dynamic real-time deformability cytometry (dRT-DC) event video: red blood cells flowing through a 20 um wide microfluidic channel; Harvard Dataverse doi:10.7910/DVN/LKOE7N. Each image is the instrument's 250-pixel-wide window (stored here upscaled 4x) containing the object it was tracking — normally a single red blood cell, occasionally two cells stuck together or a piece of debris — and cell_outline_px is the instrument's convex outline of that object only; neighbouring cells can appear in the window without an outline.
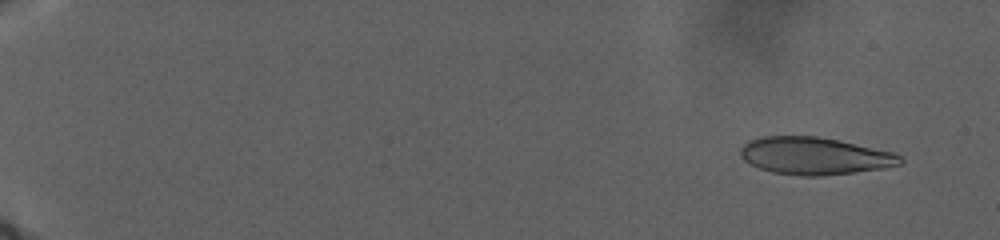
{"species": "human", "species_latin": "Homo sapiens", "temperature_condition": "warm", "stored_images_in_passage": 122, "camera_frame_rate_fps": 3000, "um_per_image_px": 0.085, "donor": {"sex": "male"}, "frame": {"image": 1, "passage_image": 10, "time_ms": 3.0, "image_size_px": [1000, 240], "cell_outline_px": [[904, 160], [900, 164], [884, 168], [820, 176], [800, 176], [772, 172], [760, 168], [744, 160], [740, 156], [740, 148], [748, 140], [760, 136], [816, 136], [836, 140], [892, 152], [900, 156]], "centroid_in_image_um": [69.19, 13.25], "position_along_channel_um": 15.8, "area_um2": 34.51}}
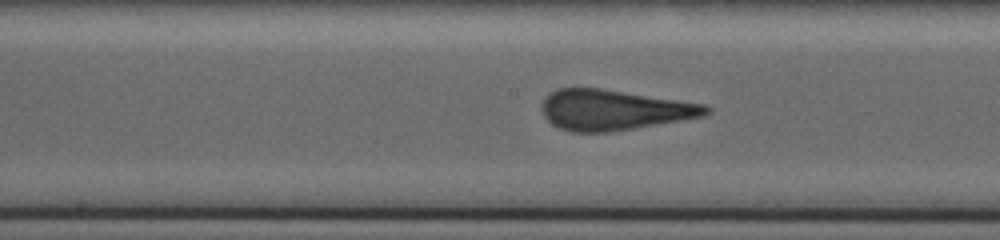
{"frame": {"image": 2, "passage_image": 72, "time_ms": 23.667, "image_size_px": [1000, 240], "cell_outline_px": [[712, 112], [704, 116], [684, 120], [608, 132], [572, 132], [560, 128], [552, 124], [544, 116], [540, 108], [540, 104], [552, 92], [560, 88], [600, 88], [708, 104], [712, 108]], "centroid_in_image_um": [52.23, 9.34], "position_along_channel_um": 196.0, "area_um2": 38.78}}
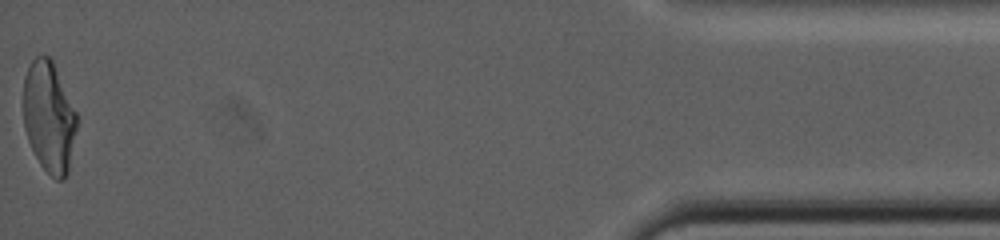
{"frame": {"image": 3, "passage_image": 122, "time_ms": 40.333, "image_size_px": [1000, 240], "cell_outline_px": [[76, 128], [68, 172], [64, 180], [56, 180], [40, 164], [28, 140], [24, 128], [24, 76], [32, 60], [36, 56], [48, 56], [52, 60], [76, 112]], "centroid_in_image_um": [4.15, 9.95], "position_along_channel_um": 431.0, "area_um2": 34.04}}